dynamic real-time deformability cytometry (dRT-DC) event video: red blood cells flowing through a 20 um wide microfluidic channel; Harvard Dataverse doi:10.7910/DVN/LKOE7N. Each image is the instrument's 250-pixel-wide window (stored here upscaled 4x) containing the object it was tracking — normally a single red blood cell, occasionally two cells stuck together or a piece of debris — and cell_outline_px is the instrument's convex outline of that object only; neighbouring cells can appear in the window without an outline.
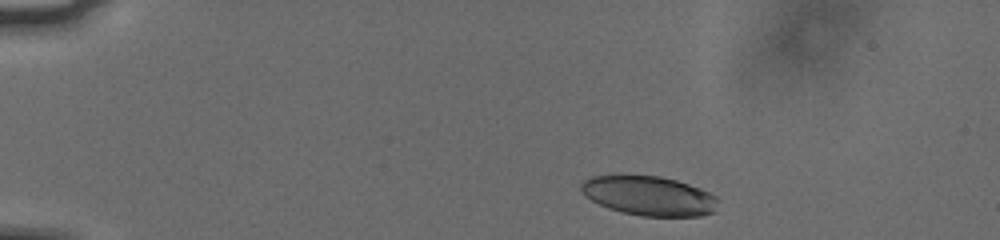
{"species": "human", "species_latin": "Homo sapiens", "temperature_condition": "cold", "stored_images_in_passage": 43, "camera_frame_rate_fps": 3000, "um_per_image_px": 0.085, "donor": {"sex": "male"}, "frame": {"image": 1, "passage_image": 3, "time_ms": 0.667, "image_size_px": [1000, 240], "cell_outline_px": [[720, 200], [716, 212], [700, 216], [640, 216], [608, 208], [592, 200], [580, 188], [580, 184], [588, 176], [660, 176], [676, 180], [700, 188], [716, 196]], "centroid_in_image_um": [55.23, 16.65], "position_along_channel_um": 29.8, "area_um2": 31.39}}
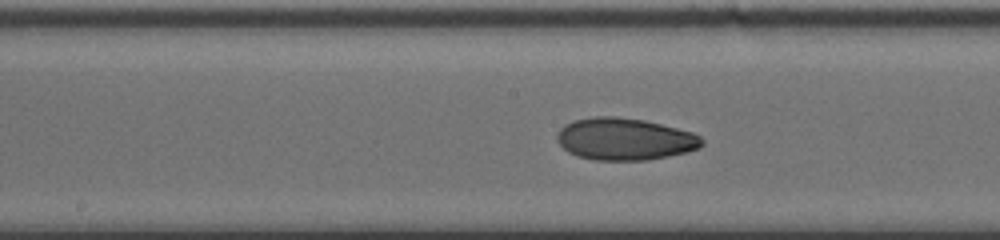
{"frame": {"image": 2, "passage_image": 23, "time_ms": 7.333, "image_size_px": [1000, 240], "cell_outline_px": [[704, 144], [700, 148], [688, 152], [648, 160], [596, 160], [576, 156], [568, 152], [556, 140], [556, 136], [560, 128], [564, 124], [576, 120], [596, 116], [616, 116], [644, 120], [692, 132], [700, 136], [704, 140]], "centroid_in_image_um": [53.11, 11.82], "position_along_channel_um": 195.1, "area_um2": 35.66}}
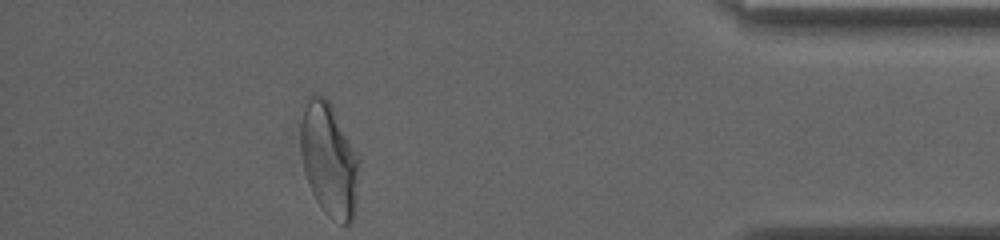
{"frame": {"image": 3, "passage_image": 43, "time_ms": 14.0, "image_size_px": [1000, 240], "cell_outline_px": [[360, 160], [356, 212], [352, 220], [348, 224], [344, 224], [332, 220], [324, 212], [316, 200], [308, 184], [300, 152], [300, 104], [312, 92], [328, 100], [356, 152]], "centroid_in_image_um": [27.94, 13.56], "position_along_channel_um": 407.3, "area_um2": 39.36}, "authors_computed_cell_mechanics": {"area_um2": 34.969, "velocity_mm_per_s": 3.7661, "shape_relaxation_time_tau1_ms": 10.6948, "shape_relaxation_time_tau2_ms": 2.0658, "deformation_change_tau1": 0.2625, "deformation_change_tau2": 0.0685}}